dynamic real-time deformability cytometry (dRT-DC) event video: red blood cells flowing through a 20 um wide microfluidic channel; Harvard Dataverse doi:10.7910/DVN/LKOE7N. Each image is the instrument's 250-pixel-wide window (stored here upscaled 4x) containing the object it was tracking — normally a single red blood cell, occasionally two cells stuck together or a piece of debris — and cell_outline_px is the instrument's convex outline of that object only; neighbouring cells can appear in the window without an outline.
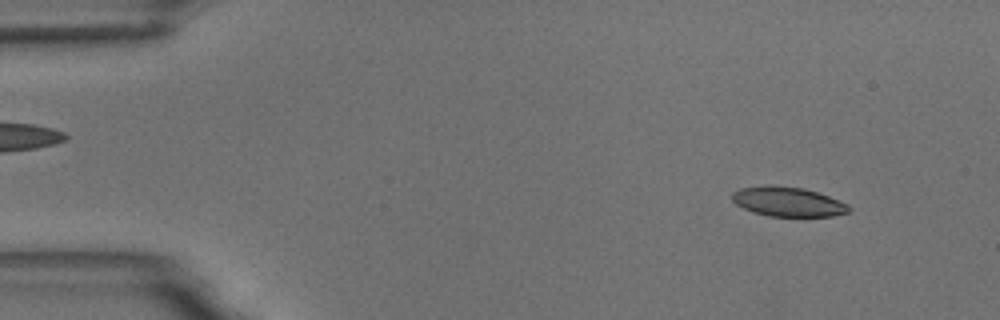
{"species": "common noctule bat (a hibernating species)", "species_latin": "Nyctalus noctula", "temperature_condition": "room temperature", "stored_images_in_passage": 55, "camera_frame_rate_fps": 3000, "um_per_image_px": 0.085, "animal": {"sex": "male", "body_mass_g": 18.8}, "frame": {"image": 1, "passage_image": 5, "time_ms": 1.333, "image_size_px": [1000, 320], "cell_outline_px": [[852, 208], [848, 212], [832, 216], [768, 216], [752, 212], [736, 204], [732, 200], [732, 192], [740, 188], [764, 184], [768, 184], [804, 188], [828, 196], [848, 204]], "centroid_in_image_um": [66.94, 17.13], "position_along_channel_um": 18.1, "area_um2": 20.23}}
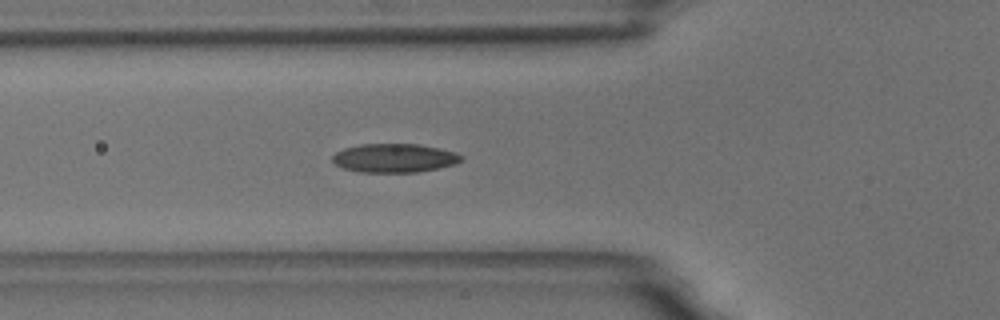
{"frame": {"image": 2, "passage_image": 19, "time_ms": 6.0, "image_size_px": [1000, 320], "cell_outline_px": [[464, 160], [456, 164], [416, 172], [356, 172], [344, 168], [336, 164], [332, 160], [332, 156], [336, 152], [344, 148], [360, 144], [416, 144], [456, 152], [464, 156]], "centroid_in_image_um": [33.52, 13.43], "position_along_channel_um": 92.3, "area_um2": 21.56}}
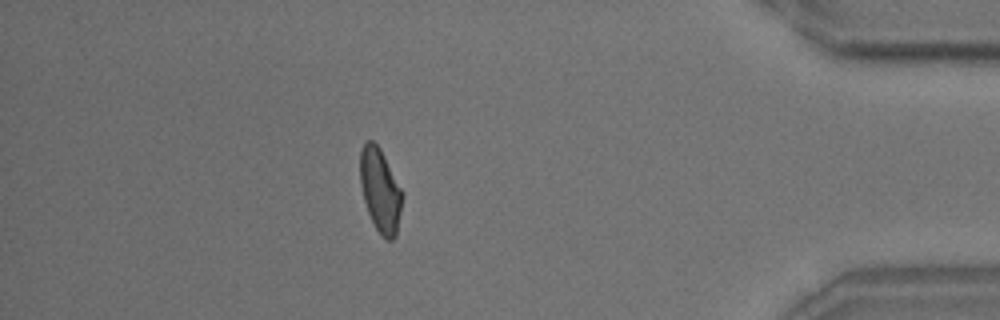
{"frame": {"image": 3, "passage_image": 48, "time_ms": 15.667, "image_size_px": [1000, 320], "cell_outline_px": [[404, 196], [396, 236], [392, 240], [384, 240], [376, 228], [368, 212], [364, 200], [360, 184], [360, 152], [364, 144], [368, 140], [372, 140], [380, 148], [404, 192]], "centroid_in_image_um": [32.34, 16.2], "position_along_channel_um": 402.9, "area_um2": 20.75}, "authors_computed_cell_mechanics": {"area_um2": 20.8658, "velocity_mm_per_s": 3.644, "shape_relaxation_time_tau1_ms": 6.4603, "shape_relaxation_time_tau2_ms": 2.8491, "deformation_change_tau1": 0.1522, "deformation_change_tau2": 0.0846}}